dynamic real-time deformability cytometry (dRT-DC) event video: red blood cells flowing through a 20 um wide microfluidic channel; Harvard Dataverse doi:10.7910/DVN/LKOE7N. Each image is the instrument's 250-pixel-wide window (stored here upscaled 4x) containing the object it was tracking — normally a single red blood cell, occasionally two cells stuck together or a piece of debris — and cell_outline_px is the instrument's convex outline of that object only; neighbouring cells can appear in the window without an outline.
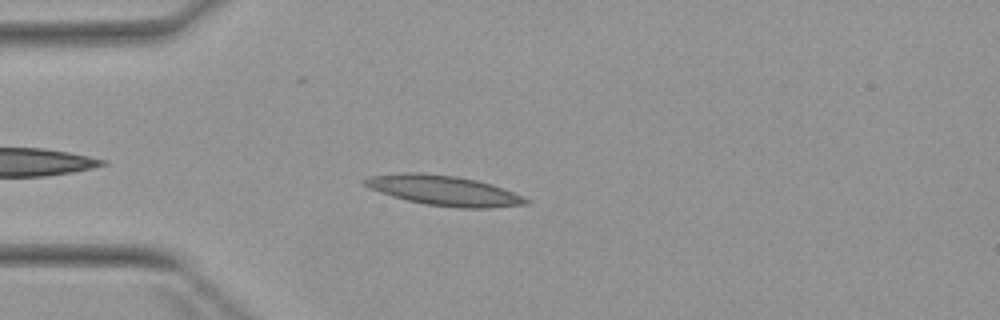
{"species": "Egyptian fruit bat (a non-hibernating species)", "species_latin": "Rousettus aegyptiacus", "temperature_condition": "warm", "stored_images_in_passage": 2, "camera_frame_rate_fps": 3000, "um_per_image_px": 0.085, "animal": {"sex": "female"}, "frame": {"image": 1, "passage_image": 2, "time_ms": 1.333, "image_size_px": [1000, 320], "cell_outline_px": [[532, 200], [528, 204], [488, 208], [460, 208], [428, 204], [408, 200], [392, 196], [380, 192], [364, 184], [360, 180], [364, 176], [404, 172], [420, 172], [456, 176], [476, 180], [524, 196]], "centroid_in_image_um": [37.69, 16.18], "position_along_channel_um": 47.3, "area_um2": 28.03}}